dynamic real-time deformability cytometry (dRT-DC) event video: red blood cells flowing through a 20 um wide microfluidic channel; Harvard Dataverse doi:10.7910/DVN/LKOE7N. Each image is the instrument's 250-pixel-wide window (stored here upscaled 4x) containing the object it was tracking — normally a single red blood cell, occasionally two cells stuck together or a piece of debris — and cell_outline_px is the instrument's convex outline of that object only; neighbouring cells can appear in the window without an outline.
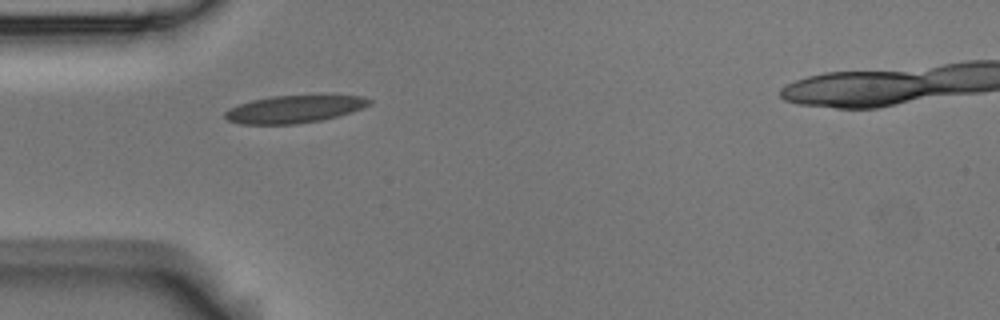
{"species": "Egyptian fruit bat (a non-hibernating species)", "species_latin": "Rousettus aegyptiacus", "temperature_condition": "room temperature", "stored_images_in_passage": 2, "camera_frame_rate_fps": 3000, "um_per_image_px": 0.085, "animal": {"sex": "male"}, "frame": {"image": 1, "passage_image": 1, "time_ms": 0.0, "image_size_px": [1000, 320], "cell_outline_px": [[372, 104], [352, 112], [320, 120], [296, 124], [240, 124], [228, 120], [224, 116], [224, 112], [228, 108], [252, 100], [272, 96], [332, 92], [364, 96], [372, 100]], "centroid_in_image_um": [25.13, 9.21], "position_along_channel_um": 59.9, "area_um2": 24.22}}
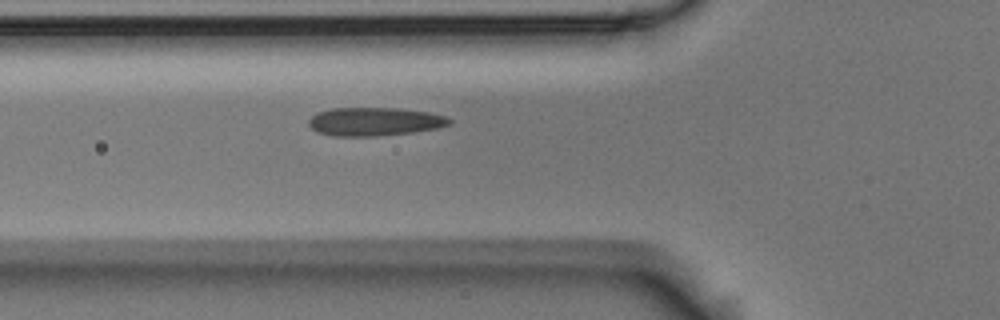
{"frame": {"image": 2, "passage_image": 2, "time_ms": 0.333, "image_size_px": [1000, 320], "cell_outline_px": [[452, 124], [436, 128], [412, 132], [376, 136], [332, 136], [316, 132], [308, 124], [308, 120], [316, 112], [332, 108], [396, 108], [428, 112], [448, 116], [452, 120]], "centroid_in_image_um": [31.83, 10.33], "position_along_channel_um": 94.0, "area_um2": 23.41}}